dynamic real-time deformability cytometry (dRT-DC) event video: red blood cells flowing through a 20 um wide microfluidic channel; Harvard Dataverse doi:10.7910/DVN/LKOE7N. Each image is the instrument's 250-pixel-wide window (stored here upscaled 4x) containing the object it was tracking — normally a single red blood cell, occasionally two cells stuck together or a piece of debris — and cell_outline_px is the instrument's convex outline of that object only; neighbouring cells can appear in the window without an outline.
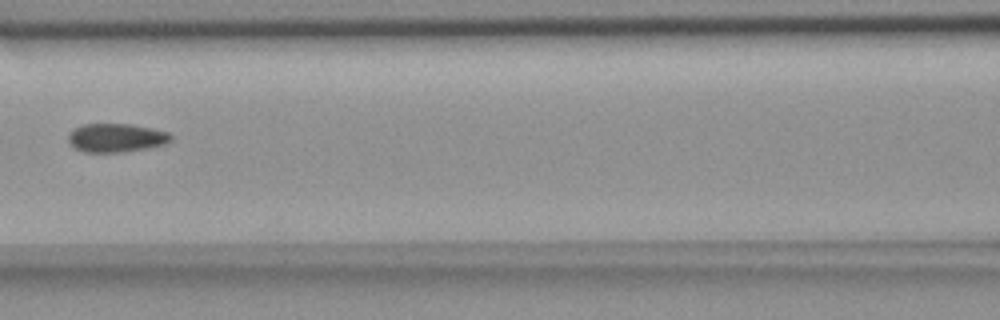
{"species": "common noctule bat (a hibernating species)", "species_latin": "Nyctalus noctula", "temperature_condition": "room temperature", "stored_images_in_passage": 6, "camera_frame_rate_fps": 3000, "um_per_image_px": 0.085, "animal": {"sex": "female", "body_mass_g": 18.4}, "frame": {"image": 1, "passage_image": 3, "time_ms": 2.333, "image_size_px": [1000, 320], "cell_outline_px": [[172, 140], [168, 144], [148, 148], [120, 152], [84, 152], [76, 148], [68, 140], [68, 136], [76, 128], [84, 124], [128, 124], [152, 128], [168, 132], [172, 136]], "centroid_in_image_um": [9.94, 11.72], "position_along_channel_um": 156.7, "area_um2": 16.99}}
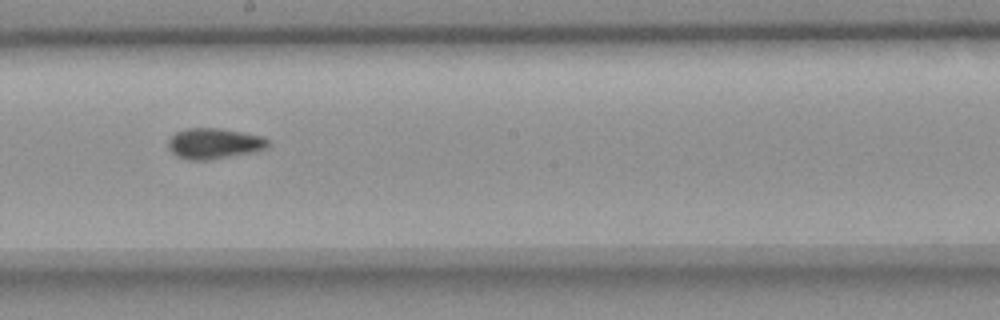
{"frame": {"image": 2, "passage_image": 5, "time_ms": 4.333, "image_size_px": [1000, 320], "cell_outline_px": [[268, 148], [256, 152], [208, 160], [188, 160], [176, 156], [168, 148], [168, 140], [176, 132], [188, 128], [220, 128], [260, 136], [268, 140]], "centroid_in_image_um": [18.18, 12.21], "position_along_channel_um": 230.0, "area_um2": 17.86}}
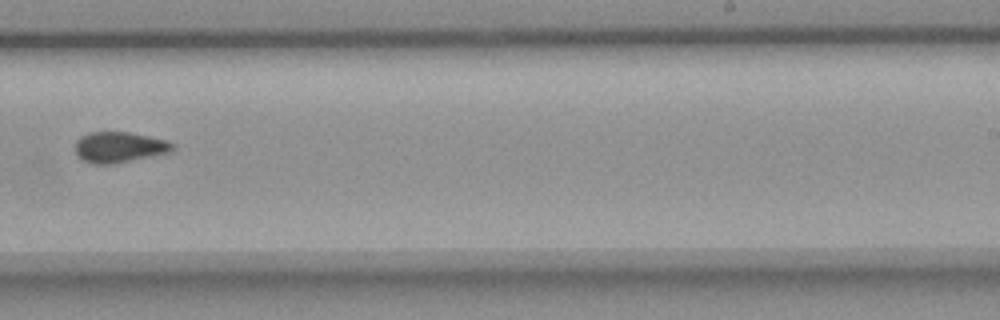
{"frame": {"image": 3, "passage_image": 6, "time_ms": 5.667, "image_size_px": [1000, 320], "cell_outline_px": [[176, 148], [168, 152], [112, 164], [92, 164], [84, 160], [72, 148], [76, 140], [80, 136], [88, 132], [128, 132], [168, 140], [176, 144]], "centroid_in_image_um": [10.11, 12.49], "position_along_channel_um": 278.9, "area_um2": 17.46}}